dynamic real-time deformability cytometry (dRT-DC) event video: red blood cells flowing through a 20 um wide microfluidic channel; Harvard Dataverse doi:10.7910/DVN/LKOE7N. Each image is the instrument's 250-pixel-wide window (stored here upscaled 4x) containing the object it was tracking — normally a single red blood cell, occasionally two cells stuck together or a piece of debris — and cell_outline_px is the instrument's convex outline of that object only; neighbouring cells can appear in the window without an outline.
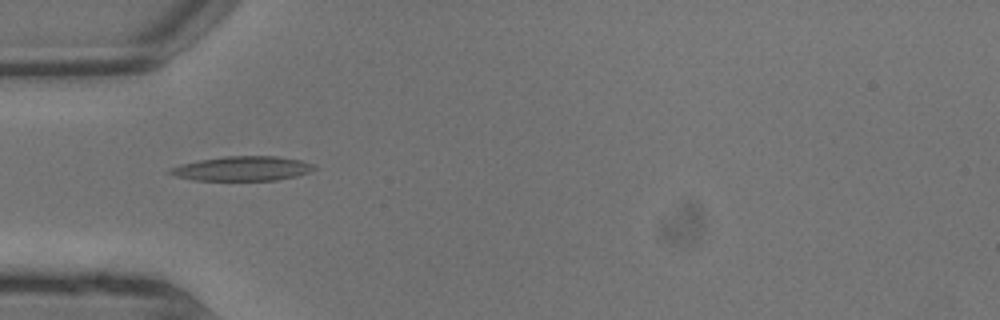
{"species": "common noctule bat (a hibernating species)", "species_latin": "Nyctalus noctula", "temperature_condition": "warm", "stored_images_in_passage": 2, "camera_frame_rate_fps": 3000, "um_per_image_px": 0.085, "animal": {"sex": "male", "body_mass_g": 13.3}, "frame": {"image": 1, "passage_image": 1, "time_ms": 0.0, "image_size_px": [1000, 320], "cell_outline_px": [[316, 168], [308, 172], [296, 176], [276, 180], [192, 180], [176, 176], [168, 172], [168, 168], [180, 164], [200, 160], [224, 156], [276, 156], [300, 160], [312, 164]], "centroid_in_image_um": [20.56, 14.32], "position_along_channel_um": 64.4, "area_um2": 20.46}}
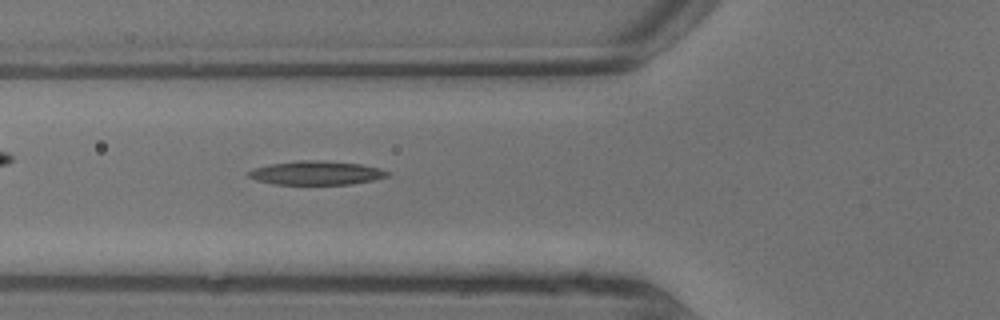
{"frame": {"image": 2, "passage_image": 2, "time_ms": 0.333, "image_size_px": [1000, 320], "cell_outline_px": [[392, 172], [388, 176], [372, 180], [352, 184], [272, 184], [256, 180], [248, 176], [248, 172], [256, 168], [272, 164], [300, 160], [324, 160], [360, 164], [380, 168]], "centroid_in_image_um": [26.93, 14.7], "position_along_channel_um": 98.9, "area_um2": 19.19}}